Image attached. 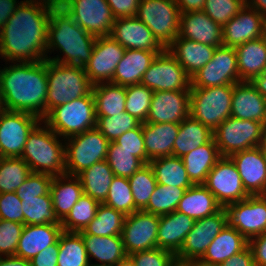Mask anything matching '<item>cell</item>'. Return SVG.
I'll use <instances>...</instances> for the list:
<instances>
[{
    "label": "cell",
    "instance_id": "cell-53",
    "mask_svg": "<svg viewBox=\"0 0 266 266\" xmlns=\"http://www.w3.org/2000/svg\"><path fill=\"white\" fill-rule=\"evenodd\" d=\"M24 224L0 219V256L15 255Z\"/></svg>",
    "mask_w": 266,
    "mask_h": 266
},
{
    "label": "cell",
    "instance_id": "cell-10",
    "mask_svg": "<svg viewBox=\"0 0 266 266\" xmlns=\"http://www.w3.org/2000/svg\"><path fill=\"white\" fill-rule=\"evenodd\" d=\"M264 124L255 120L228 117L214 131L213 138L221 157L259 147Z\"/></svg>",
    "mask_w": 266,
    "mask_h": 266
},
{
    "label": "cell",
    "instance_id": "cell-29",
    "mask_svg": "<svg viewBox=\"0 0 266 266\" xmlns=\"http://www.w3.org/2000/svg\"><path fill=\"white\" fill-rule=\"evenodd\" d=\"M166 49L192 77L212 59L216 47L178 36Z\"/></svg>",
    "mask_w": 266,
    "mask_h": 266
},
{
    "label": "cell",
    "instance_id": "cell-36",
    "mask_svg": "<svg viewBox=\"0 0 266 266\" xmlns=\"http://www.w3.org/2000/svg\"><path fill=\"white\" fill-rule=\"evenodd\" d=\"M221 158L218 147L212 138L208 143L185 154L182 160L190 181L194 184H204L208 173Z\"/></svg>",
    "mask_w": 266,
    "mask_h": 266
},
{
    "label": "cell",
    "instance_id": "cell-71",
    "mask_svg": "<svg viewBox=\"0 0 266 266\" xmlns=\"http://www.w3.org/2000/svg\"><path fill=\"white\" fill-rule=\"evenodd\" d=\"M262 38L266 44V20H265V24H264V30H263V33H262Z\"/></svg>",
    "mask_w": 266,
    "mask_h": 266
},
{
    "label": "cell",
    "instance_id": "cell-2",
    "mask_svg": "<svg viewBox=\"0 0 266 266\" xmlns=\"http://www.w3.org/2000/svg\"><path fill=\"white\" fill-rule=\"evenodd\" d=\"M0 65L3 95L0 108L27 112L42 120L46 115L48 89L46 60Z\"/></svg>",
    "mask_w": 266,
    "mask_h": 266
},
{
    "label": "cell",
    "instance_id": "cell-42",
    "mask_svg": "<svg viewBox=\"0 0 266 266\" xmlns=\"http://www.w3.org/2000/svg\"><path fill=\"white\" fill-rule=\"evenodd\" d=\"M125 218L123 212L100 203L96 216L83 231L94 236L121 235Z\"/></svg>",
    "mask_w": 266,
    "mask_h": 266
},
{
    "label": "cell",
    "instance_id": "cell-38",
    "mask_svg": "<svg viewBox=\"0 0 266 266\" xmlns=\"http://www.w3.org/2000/svg\"><path fill=\"white\" fill-rule=\"evenodd\" d=\"M114 176L106 160L94 163L77 175L83 193L100 203L105 201Z\"/></svg>",
    "mask_w": 266,
    "mask_h": 266
},
{
    "label": "cell",
    "instance_id": "cell-27",
    "mask_svg": "<svg viewBox=\"0 0 266 266\" xmlns=\"http://www.w3.org/2000/svg\"><path fill=\"white\" fill-rule=\"evenodd\" d=\"M62 231L61 224L25 225L15 255L31 260L45 248L54 244Z\"/></svg>",
    "mask_w": 266,
    "mask_h": 266
},
{
    "label": "cell",
    "instance_id": "cell-55",
    "mask_svg": "<svg viewBox=\"0 0 266 266\" xmlns=\"http://www.w3.org/2000/svg\"><path fill=\"white\" fill-rule=\"evenodd\" d=\"M114 143L119 146V149L132 152L133 156L139 158L144 164H148V157L146 156L144 146L142 123L136 128L122 134L114 141Z\"/></svg>",
    "mask_w": 266,
    "mask_h": 266
},
{
    "label": "cell",
    "instance_id": "cell-72",
    "mask_svg": "<svg viewBox=\"0 0 266 266\" xmlns=\"http://www.w3.org/2000/svg\"><path fill=\"white\" fill-rule=\"evenodd\" d=\"M2 98H3V95H2V88H1V66H0V104L2 102Z\"/></svg>",
    "mask_w": 266,
    "mask_h": 266
},
{
    "label": "cell",
    "instance_id": "cell-35",
    "mask_svg": "<svg viewBox=\"0 0 266 266\" xmlns=\"http://www.w3.org/2000/svg\"><path fill=\"white\" fill-rule=\"evenodd\" d=\"M240 82L251 81L266 71V44L262 37L235 48Z\"/></svg>",
    "mask_w": 266,
    "mask_h": 266
},
{
    "label": "cell",
    "instance_id": "cell-9",
    "mask_svg": "<svg viewBox=\"0 0 266 266\" xmlns=\"http://www.w3.org/2000/svg\"><path fill=\"white\" fill-rule=\"evenodd\" d=\"M135 16L165 49L178 37L180 10L175 0H140Z\"/></svg>",
    "mask_w": 266,
    "mask_h": 266
},
{
    "label": "cell",
    "instance_id": "cell-32",
    "mask_svg": "<svg viewBox=\"0 0 266 266\" xmlns=\"http://www.w3.org/2000/svg\"><path fill=\"white\" fill-rule=\"evenodd\" d=\"M249 241L234 227L226 224L209 244L201 262L218 266L234 254L243 251Z\"/></svg>",
    "mask_w": 266,
    "mask_h": 266
},
{
    "label": "cell",
    "instance_id": "cell-65",
    "mask_svg": "<svg viewBox=\"0 0 266 266\" xmlns=\"http://www.w3.org/2000/svg\"><path fill=\"white\" fill-rule=\"evenodd\" d=\"M250 82L256 90L266 98V71L261 75L254 77Z\"/></svg>",
    "mask_w": 266,
    "mask_h": 266
},
{
    "label": "cell",
    "instance_id": "cell-44",
    "mask_svg": "<svg viewBox=\"0 0 266 266\" xmlns=\"http://www.w3.org/2000/svg\"><path fill=\"white\" fill-rule=\"evenodd\" d=\"M187 189L157 183L143 211L159 216L174 212Z\"/></svg>",
    "mask_w": 266,
    "mask_h": 266
},
{
    "label": "cell",
    "instance_id": "cell-46",
    "mask_svg": "<svg viewBox=\"0 0 266 266\" xmlns=\"http://www.w3.org/2000/svg\"><path fill=\"white\" fill-rule=\"evenodd\" d=\"M99 205L100 202L83 193L61 222L62 230L67 232L82 231L96 216Z\"/></svg>",
    "mask_w": 266,
    "mask_h": 266
},
{
    "label": "cell",
    "instance_id": "cell-8",
    "mask_svg": "<svg viewBox=\"0 0 266 266\" xmlns=\"http://www.w3.org/2000/svg\"><path fill=\"white\" fill-rule=\"evenodd\" d=\"M66 174L77 176L94 163L107 157L109 141L97 129L85 131L64 139Z\"/></svg>",
    "mask_w": 266,
    "mask_h": 266
},
{
    "label": "cell",
    "instance_id": "cell-14",
    "mask_svg": "<svg viewBox=\"0 0 266 266\" xmlns=\"http://www.w3.org/2000/svg\"><path fill=\"white\" fill-rule=\"evenodd\" d=\"M227 224L248 241L266 232V195H249L245 200L224 207Z\"/></svg>",
    "mask_w": 266,
    "mask_h": 266
},
{
    "label": "cell",
    "instance_id": "cell-20",
    "mask_svg": "<svg viewBox=\"0 0 266 266\" xmlns=\"http://www.w3.org/2000/svg\"><path fill=\"white\" fill-rule=\"evenodd\" d=\"M190 116V90L155 91L146 122L181 123Z\"/></svg>",
    "mask_w": 266,
    "mask_h": 266
},
{
    "label": "cell",
    "instance_id": "cell-57",
    "mask_svg": "<svg viewBox=\"0 0 266 266\" xmlns=\"http://www.w3.org/2000/svg\"><path fill=\"white\" fill-rule=\"evenodd\" d=\"M0 219L24 224L22 204L16 192L0 193Z\"/></svg>",
    "mask_w": 266,
    "mask_h": 266
},
{
    "label": "cell",
    "instance_id": "cell-3",
    "mask_svg": "<svg viewBox=\"0 0 266 266\" xmlns=\"http://www.w3.org/2000/svg\"><path fill=\"white\" fill-rule=\"evenodd\" d=\"M96 38L82 29L57 3L51 10L48 22L46 59L65 65L85 67L91 57Z\"/></svg>",
    "mask_w": 266,
    "mask_h": 266
},
{
    "label": "cell",
    "instance_id": "cell-68",
    "mask_svg": "<svg viewBox=\"0 0 266 266\" xmlns=\"http://www.w3.org/2000/svg\"><path fill=\"white\" fill-rule=\"evenodd\" d=\"M266 158V124L264 125L263 133H262V139L259 146Z\"/></svg>",
    "mask_w": 266,
    "mask_h": 266
},
{
    "label": "cell",
    "instance_id": "cell-15",
    "mask_svg": "<svg viewBox=\"0 0 266 266\" xmlns=\"http://www.w3.org/2000/svg\"><path fill=\"white\" fill-rule=\"evenodd\" d=\"M203 185L223 208L228 204L245 200L249 196L235 164L229 157H221L216 162Z\"/></svg>",
    "mask_w": 266,
    "mask_h": 266
},
{
    "label": "cell",
    "instance_id": "cell-19",
    "mask_svg": "<svg viewBox=\"0 0 266 266\" xmlns=\"http://www.w3.org/2000/svg\"><path fill=\"white\" fill-rule=\"evenodd\" d=\"M125 48L112 36H99L84 69L93 85L113 80L118 63L121 61Z\"/></svg>",
    "mask_w": 266,
    "mask_h": 266
},
{
    "label": "cell",
    "instance_id": "cell-39",
    "mask_svg": "<svg viewBox=\"0 0 266 266\" xmlns=\"http://www.w3.org/2000/svg\"><path fill=\"white\" fill-rule=\"evenodd\" d=\"M96 117H110L126 112V87L111 82L93 85Z\"/></svg>",
    "mask_w": 266,
    "mask_h": 266
},
{
    "label": "cell",
    "instance_id": "cell-5",
    "mask_svg": "<svg viewBox=\"0 0 266 266\" xmlns=\"http://www.w3.org/2000/svg\"><path fill=\"white\" fill-rule=\"evenodd\" d=\"M46 73V114L56 106L89 95L93 90V84L88 79L84 67L46 59Z\"/></svg>",
    "mask_w": 266,
    "mask_h": 266
},
{
    "label": "cell",
    "instance_id": "cell-31",
    "mask_svg": "<svg viewBox=\"0 0 266 266\" xmlns=\"http://www.w3.org/2000/svg\"><path fill=\"white\" fill-rule=\"evenodd\" d=\"M156 55L155 51L126 49L111 83L125 87L140 84Z\"/></svg>",
    "mask_w": 266,
    "mask_h": 266
},
{
    "label": "cell",
    "instance_id": "cell-63",
    "mask_svg": "<svg viewBox=\"0 0 266 266\" xmlns=\"http://www.w3.org/2000/svg\"><path fill=\"white\" fill-rule=\"evenodd\" d=\"M206 0H175L179 6L180 13L191 11H203Z\"/></svg>",
    "mask_w": 266,
    "mask_h": 266
},
{
    "label": "cell",
    "instance_id": "cell-45",
    "mask_svg": "<svg viewBox=\"0 0 266 266\" xmlns=\"http://www.w3.org/2000/svg\"><path fill=\"white\" fill-rule=\"evenodd\" d=\"M30 167L20 158H0V193L16 192L31 174Z\"/></svg>",
    "mask_w": 266,
    "mask_h": 266
},
{
    "label": "cell",
    "instance_id": "cell-54",
    "mask_svg": "<svg viewBox=\"0 0 266 266\" xmlns=\"http://www.w3.org/2000/svg\"><path fill=\"white\" fill-rule=\"evenodd\" d=\"M53 176L41 173H31L26 180L19 186L16 193L20 200L36 196L47 195Z\"/></svg>",
    "mask_w": 266,
    "mask_h": 266
},
{
    "label": "cell",
    "instance_id": "cell-58",
    "mask_svg": "<svg viewBox=\"0 0 266 266\" xmlns=\"http://www.w3.org/2000/svg\"><path fill=\"white\" fill-rule=\"evenodd\" d=\"M115 18L134 17L140 0H106Z\"/></svg>",
    "mask_w": 266,
    "mask_h": 266
},
{
    "label": "cell",
    "instance_id": "cell-67",
    "mask_svg": "<svg viewBox=\"0 0 266 266\" xmlns=\"http://www.w3.org/2000/svg\"><path fill=\"white\" fill-rule=\"evenodd\" d=\"M114 266H135V263L130 256H126L124 259L120 260Z\"/></svg>",
    "mask_w": 266,
    "mask_h": 266
},
{
    "label": "cell",
    "instance_id": "cell-50",
    "mask_svg": "<svg viewBox=\"0 0 266 266\" xmlns=\"http://www.w3.org/2000/svg\"><path fill=\"white\" fill-rule=\"evenodd\" d=\"M106 161L112 169L115 176L129 178L145 164L132 152L119 149V146L110 142Z\"/></svg>",
    "mask_w": 266,
    "mask_h": 266
},
{
    "label": "cell",
    "instance_id": "cell-1",
    "mask_svg": "<svg viewBox=\"0 0 266 266\" xmlns=\"http://www.w3.org/2000/svg\"><path fill=\"white\" fill-rule=\"evenodd\" d=\"M57 0H23L0 29L3 62L46 60L48 22Z\"/></svg>",
    "mask_w": 266,
    "mask_h": 266
},
{
    "label": "cell",
    "instance_id": "cell-17",
    "mask_svg": "<svg viewBox=\"0 0 266 266\" xmlns=\"http://www.w3.org/2000/svg\"><path fill=\"white\" fill-rule=\"evenodd\" d=\"M227 224V214L224 208L219 212L196 220L186 236L180 251L175 259L181 261L200 260L209 244Z\"/></svg>",
    "mask_w": 266,
    "mask_h": 266
},
{
    "label": "cell",
    "instance_id": "cell-26",
    "mask_svg": "<svg viewBox=\"0 0 266 266\" xmlns=\"http://www.w3.org/2000/svg\"><path fill=\"white\" fill-rule=\"evenodd\" d=\"M195 220L178 211L159 216L157 247L176 255L192 229Z\"/></svg>",
    "mask_w": 266,
    "mask_h": 266
},
{
    "label": "cell",
    "instance_id": "cell-33",
    "mask_svg": "<svg viewBox=\"0 0 266 266\" xmlns=\"http://www.w3.org/2000/svg\"><path fill=\"white\" fill-rule=\"evenodd\" d=\"M82 194V185L77 176L64 174L53 177L50 195L55 215L60 222L66 218Z\"/></svg>",
    "mask_w": 266,
    "mask_h": 266
},
{
    "label": "cell",
    "instance_id": "cell-49",
    "mask_svg": "<svg viewBox=\"0 0 266 266\" xmlns=\"http://www.w3.org/2000/svg\"><path fill=\"white\" fill-rule=\"evenodd\" d=\"M103 204L121 211L125 215L135 212V201L128 178L114 176Z\"/></svg>",
    "mask_w": 266,
    "mask_h": 266
},
{
    "label": "cell",
    "instance_id": "cell-51",
    "mask_svg": "<svg viewBox=\"0 0 266 266\" xmlns=\"http://www.w3.org/2000/svg\"><path fill=\"white\" fill-rule=\"evenodd\" d=\"M96 118V128L109 142H114L122 134L136 128L141 123L127 112L110 117Z\"/></svg>",
    "mask_w": 266,
    "mask_h": 266
},
{
    "label": "cell",
    "instance_id": "cell-66",
    "mask_svg": "<svg viewBox=\"0 0 266 266\" xmlns=\"http://www.w3.org/2000/svg\"><path fill=\"white\" fill-rule=\"evenodd\" d=\"M246 3L266 17V0H248Z\"/></svg>",
    "mask_w": 266,
    "mask_h": 266
},
{
    "label": "cell",
    "instance_id": "cell-62",
    "mask_svg": "<svg viewBox=\"0 0 266 266\" xmlns=\"http://www.w3.org/2000/svg\"><path fill=\"white\" fill-rule=\"evenodd\" d=\"M23 0H0V29L8 22Z\"/></svg>",
    "mask_w": 266,
    "mask_h": 266
},
{
    "label": "cell",
    "instance_id": "cell-37",
    "mask_svg": "<svg viewBox=\"0 0 266 266\" xmlns=\"http://www.w3.org/2000/svg\"><path fill=\"white\" fill-rule=\"evenodd\" d=\"M213 138V131L191 116L179 123L177 138L173 145V156L183 157Z\"/></svg>",
    "mask_w": 266,
    "mask_h": 266
},
{
    "label": "cell",
    "instance_id": "cell-43",
    "mask_svg": "<svg viewBox=\"0 0 266 266\" xmlns=\"http://www.w3.org/2000/svg\"><path fill=\"white\" fill-rule=\"evenodd\" d=\"M24 225L61 224L55 215L50 192L47 195L21 200Z\"/></svg>",
    "mask_w": 266,
    "mask_h": 266
},
{
    "label": "cell",
    "instance_id": "cell-61",
    "mask_svg": "<svg viewBox=\"0 0 266 266\" xmlns=\"http://www.w3.org/2000/svg\"><path fill=\"white\" fill-rule=\"evenodd\" d=\"M218 266H255L251 248L248 245L243 251L234 254Z\"/></svg>",
    "mask_w": 266,
    "mask_h": 266
},
{
    "label": "cell",
    "instance_id": "cell-48",
    "mask_svg": "<svg viewBox=\"0 0 266 266\" xmlns=\"http://www.w3.org/2000/svg\"><path fill=\"white\" fill-rule=\"evenodd\" d=\"M154 92L143 84L126 86L125 109L141 123L146 122Z\"/></svg>",
    "mask_w": 266,
    "mask_h": 266
},
{
    "label": "cell",
    "instance_id": "cell-41",
    "mask_svg": "<svg viewBox=\"0 0 266 266\" xmlns=\"http://www.w3.org/2000/svg\"><path fill=\"white\" fill-rule=\"evenodd\" d=\"M57 266H91L80 232L62 231Z\"/></svg>",
    "mask_w": 266,
    "mask_h": 266
},
{
    "label": "cell",
    "instance_id": "cell-64",
    "mask_svg": "<svg viewBox=\"0 0 266 266\" xmlns=\"http://www.w3.org/2000/svg\"><path fill=\"white\" fill-rule=\"evenodd\" d=\"M0 266H31V263L16 255L0 256Z\"/></svg>",
    "mask_w": 266,
    "mask_h": 266
},
{
    "label": "cell",
    "instance_id": "cell-59",
    "mask_svg": "<svg viewBox=\"0 0 266 266\" xmlns=\"http://www.w3.org/2000/svg\"><path fill=\"white\" fill-rule=\"evenodd\" d=\"M59 253L58 240L38 253L34 258L30 260L31 266H57Z\"/></svg>",
    "mask_w": 266,
    "mask_h": 266
},
{
    "label": "cell",
    "instance_id": "cell-69",
    "mask_svg": "<svg viewBox=\"0 0 266 266\" xmlns=\"http://www.w3.org/2000/svg\"><path fill=\"white\" fill-rule=\"evenodd\" d=\"M169 266H189V261H181L178 259H174Z\"/></svg>",
    "mask_w": 266,
    "mask_h": 266
},
{
    "label": "cell",
    "instance_id": "cell-13",
    "mask_svg": "<svg viewBox=\"0 0 266 266\" xmlns=\"http://www.w3.org/2000/svg\"><path fill=\"white\" fill-rule=\"evenodd\" d=\"M141 84L153 92L190 90L191 77L177 59L165 49L153 59L143 75Z\"/></svg>",
    "mask_w": 266,
    "mask_h": 266
},
{
    "label": "cell",
    "instance_id": "cell-6",
    "mask_svg": "<svg viewBox=\"0 0 266 266\" xmlns=\"http://www.w3.org/2000/svg\"><path fill=\"white\" fill-rule=\"evenodd\" d=\"M93 93L52 108L42 119L63 139L96 128Z\"/></svg>",
    "mask_w": 266,
    "mask_h": 266
},
{
    "label": "cell",
    "instance_id": "cell-28",
    "mask_svg": "<svg viewBox=\"0 0 266 266\" xmlns=\"http://www.w3.org/2000/svg\"><path fill=\"white\" fill-rule=\"evenodd\" d=\"M80 233L91 265L114 266L127 256L121 235L94 236L83 230Z\"/></svg>",
    "mask_w": 266,
    "mask_h": 266
},
{
    "label": "cell",
    "instance_id": "cell-16",
    "mask_svg": "<svg viewBox=\"0 0 266 266\" xmlns=\"http://www.w3.org/2000/svg\"><path fill=\"white\" fill-rule=\"evenodd\" d=\"M240 82L235 48L218 46L212 59L191 77V87L208 88Z\"/></svg>",
    "mask_w": 266,
    "mask_h": 266
},
{
    "label": "cell",
    "instance_id": "cell-40",
    "mask_svg": "<svg viewBox=\"0 0 266 266\" xmlns=\"http://www.w3.org/2000/svg\"><path fill=\"white\" fill-rule=\"evenodd\" d=\"M158 184L190 188L194 185L181 157L166 156L149 161Z\"/></svg>",
    "mask_w": 266,
    "mask_h": 266
},
{
    "label": "cell",
    "instance_id": "cell-24",
    "mask_svg": "<svg viewBox=\"0 0 266 266\" xmlns=\"http://www.w3.org/2000/svg\"><path fill=\"white\" fill-rule=\"evenodd\" d=\"M222 26L209 18L204 11L180 13L178 36L204 45L218 47L222 43Z\"/></svg>",
    "mask_w": 266,
    "mask_h": 266
},
{
    "label": "cell",
    "instance_id": "cell-12",
    "mask_svg": "<svg viewBox=\"0 0 266 266\" xmlns=\"http://www.w3.org/2000/svg\"><path fill=\"white\" fill-rule=\"evenodd\" d=\"M42 120L27 112L0 108L1 157H21L28 135Z\"/></svg>",
    "mask_w": 266,
    "mask_h": 266
},
{
    "label": "cell",
    "instance_id": "cell-23",
    "mask_svg": "<svg viewBox=\"0 0 266 266\" xmlns=\"http://www.w3.org/2000/svg\"><path fill=\"white\" fill-rule=\"evenodd\" d=\"M110 36L125 49L155 51L157 54L165 50L136 16L116 18Z\"/></svg>",
    "mask_w": 266,
    "mask_h": 266
},
{
    "label": "cell",
    "instance_id": "cell-21",
    "mask_svg": "<svg viewBox=\"0 0 266 266\" xmlns=\"http://www.w3.org/2000/svg\"><path fill=\"white\" fill-rule=\"evenodd\" d=\"M266 17L247 3L223 27L222 43L236 48L245 42L262 37Z\"/></svg>",
    "mask_w": 266,
    "mask_h": 266
},
{
    "label": "cell",
    "instance_id": "cell-47",
    "mask_svg": "<svg viewBox=\"0 0 266 266\" xmlns=\"http://www.w3.org/2000/svg\"><path fill=\"white\" fill-rule=\"evenodd\" d=\"M128 180L135 201V211H142L147 207L149 198L157 185L150 164L142 166Z\"/></svg>",
    "mask_w": 266,
    "mask_h": 266
},
{
    "label": "cell",
    "instance_id": "cell-30",
    "mask_svg": "<svg viewBox=\"0 0 266 266\" xmlns=\"http://www.w3.org/2000/svg\"><path fill=\"white\" fill-rule=\"evenodd\" d=\"M178 130L179 123H142L148 163L159 157L173 156V145Z\"/></svg>",
    "mask_w": 266,
    "mask_h": 266
},
{
    "label": "cell",
    "instance_id": "cell-52",
    "mask_svg": "<svg viewBox=\"0 0 266 266\" xmlns=\"http://www.w3.org/2000/svg\"><path fill=\"white\" fill-rule=\"evenodd\" d=\"M246 4L245 0H206L203 11L222 27Z\"/></svg>",
    "mask_w": 266,
    "mask_h": 266
},
{
    "label": "cell",
    "instance_id": "cell-4",
    "mask_svg": "<svg viewBox=\"0 0 266 266\" xmlns=\"http://www.w3.org/2000/svg\"><path fill=\"white\" fill-rule=\"evenodd\" d=\"M32 173L66 174L65 141L41 121L28 135L21 157Z\"/></svg>",
    "mask_w": 266,
    "mask_h": 266
},
{
    "label": "cell",
    "instance_id": "cell-34",
    "mask_svg": "<svg viewBox=\"0 0 266 266\" xmlns=\"http://www.w3.org/2000/svg\"><path fill=\"white\" fill-rule=\"evenodd\" d=\"M222 208L215 196L203 184H197L185 191L176 211L196 221L211 216Z\"/></svg>",
    "mask_w": 266,
    "mask_h": 266
},
{
    "label": "cell",
    "instance_id": "cell-60",
    "mask_svg": "<svg viewBox=\"0 0 266 266\" xmlns=\"http://www.w3.org/2000/svg\"><path fill=\"white\" fill-rule=\"evenodd\" d=\"M255 266H266V232L249 240Z\"/></svg>",
    "mask_w": 266,
    "mask_h": 266
},
{
    "label": "cell",
    "instance_id": "cell-7",
    "mask_svg": "<svg viewBox=\"0 0 266 266\" xmlns=\"http://www.w3.org/2000/svg\"><path fill=\"white\" fill-rule=\"evenodd\" d=\"M233 84L190 88V116L214 131L231 117Z\"/></svg>",
    "mask_w": 266,
    "mask_h": 266
},
{
    "label": "cell",
    "instance_id": "cell-22",
    "mask_svg": "<svg viewBox=\"0 0 266 266\" xmlns=\"http://www.w3.org/2000/svg\"><path fill=\"white\" fill-rule=\"evenodd\" d=\"M238 170L249 195H266V158L260 147L236 152L229 156Z\"/></svg>",
    "mask_w": 266,
    "mask_h": 266
},
{
    "label": "cell",
    "instance_id": "cell-18",
    "mask_svg": "<svg viewBox=\"0 0 266 266\" xmlns=\"http://www.w3.org/2000/svg\"><path fill=\"white\" fill-rule=\"evenodd\" d=\"M159 215L135 211L126 215L122 229V240L127 256L157 248Z\"/></svg>",
    "mask_w": 266,
    "mask_h": 266
},
{
    "label": "cell",
    "instance_id": "cell-25",
    "mask_svg": "<svg viewBox=\"0 0 266 266\" xmlns=\"http://www.w3.org/2000/svg\"><path fill=\"white\" fill-rule=\"evenodd\" d=\"M231 116L266 124V98L250 81L233 84Z\"/></svg>",
    "mask_w": 266,
    "mask_h": 266
},
{
    "label": "cell",
    "instance_id": "cell-56",
    "mask_svg": "<svg viewBox=\"0 0 266 266\" xmlns=\"http://www.w3.org/2000/svg\"><path fill=\"white\" fill-rule=\"evenodd\" d=\"M130 257L135 266H169L175 259L172 252L158 247L133 253Z\"/></svg>",
    "mask_w": 266,
    "mask_h": 266
},
{
    "label": "cell",
    "instance_id": "cell-11",
    "mask_svg": "<svg viewBox=\"0 0 266 266\" xmlns=\"http://www.w3.org/2000/svg\"><path fill=\"white\" fill-rule=\"evenodd\" d=\"M72 19L86 32L110 36L115 17L106 0H57Z\"/></svg>",
    "mask_w": 266,
    "mask_h": 266
},
{
    "label": "cell",
    "instance_id": "cell-70",
    "mask_svg": "<svg viewBox=\"0 0 266 266\" xmlns=\"http://www.w3.org/2000/svg\"><path fill=\"white\" fill-rule=\"evenodd\" d=\"M189 266H215V265H210L201 262L200 260H191L189 261Z\"/></svg>",
    "mask_w": 266,
    "mask_h": 266
}]
</instances>
